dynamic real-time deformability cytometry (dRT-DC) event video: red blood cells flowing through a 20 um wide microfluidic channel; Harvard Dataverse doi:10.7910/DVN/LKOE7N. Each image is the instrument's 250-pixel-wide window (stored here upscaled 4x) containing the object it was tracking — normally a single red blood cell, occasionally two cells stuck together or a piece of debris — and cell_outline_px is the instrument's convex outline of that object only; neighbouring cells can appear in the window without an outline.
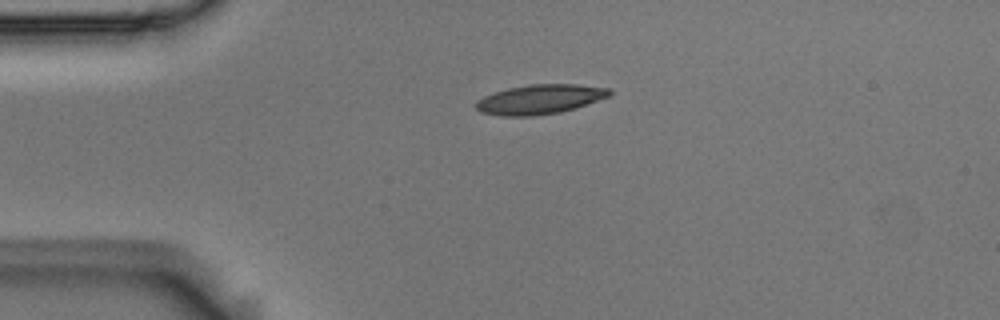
{"species": "Egyptian fruit bat (a non-hibernating species)", "species_latin": "Rousettus aegyptiacus", "temperature_condition": "room temperature", "stored_images_in_passage": 43, "camera_frame_rate_fps": 3000, "um_per_image_px": 0.085, "animal": {"sex": "male"}, "frame": {"image": 1, "passage_image": 1, "time_ms": 0.0, "image_size_px": [1000, 320], "cell_outline_px": [[612, 96], [576, 108], [560, 112], [532, 116], [500, 116], [480, 112], [476, 108], [476, 100], [484, 96], [508, 88], [528, 84], [576, 84], [608, 88], [612, 92]], "centroid_in_image_um": [45.91, 8.44], "position_along_channel_um": 39.1, "area_um2": 23.12}}
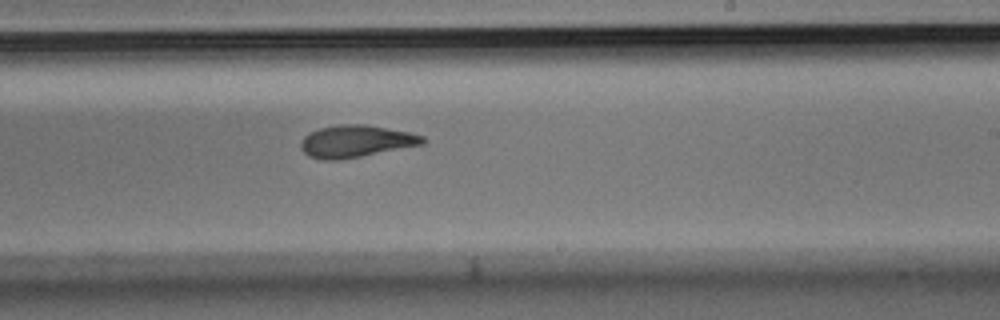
{"frame": {"image": 2, "passage_image": 21, "time_ms": 6.667, "image_size_px": [1000, 320], "cell_outline_px": [[428, 140], [424, 144], [340, 160], [320, 160], [308, 156], [300, 148], [300, 144], [304, 136], [308, 132], [320, 128], [336, 124], [364, 124], [408, 132], [424, 136]], "centroid_in_image_um": [30.23, 12.01], "position_along_channel_um": 258.8, "area_um2": 22.95}}
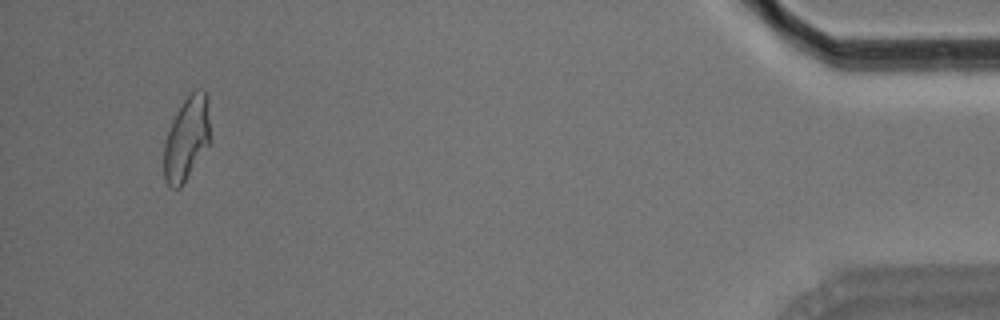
{"frame": {"image": 3, "passage_image": 40, "time_ms": 13.0, "image_size_px": [1000, 320], "cell_outline_px": [[208, 144], [180, 188], [172, 188], [164, 180], [164, 144], [172, 120], [176, 112], [184, 100], [196, 88], [204, 88], [208, 96]], "centroid_in_image_um": [15.84, 11.74], "position_along_channel_um": 419.4, "area_um2": 22.08}, "authors_computed_cell_mechanics": {"area_um2": 22.7732, "velocity_mm_per_s": 3.7135, "shape_relaxation_time_tau1_ms": 5.4555, "shape_relaxation_time_tau2_ms": 2.837, "deformation_change_tau1": 0.1891, "deformation_change_tau2": 0.1104}}